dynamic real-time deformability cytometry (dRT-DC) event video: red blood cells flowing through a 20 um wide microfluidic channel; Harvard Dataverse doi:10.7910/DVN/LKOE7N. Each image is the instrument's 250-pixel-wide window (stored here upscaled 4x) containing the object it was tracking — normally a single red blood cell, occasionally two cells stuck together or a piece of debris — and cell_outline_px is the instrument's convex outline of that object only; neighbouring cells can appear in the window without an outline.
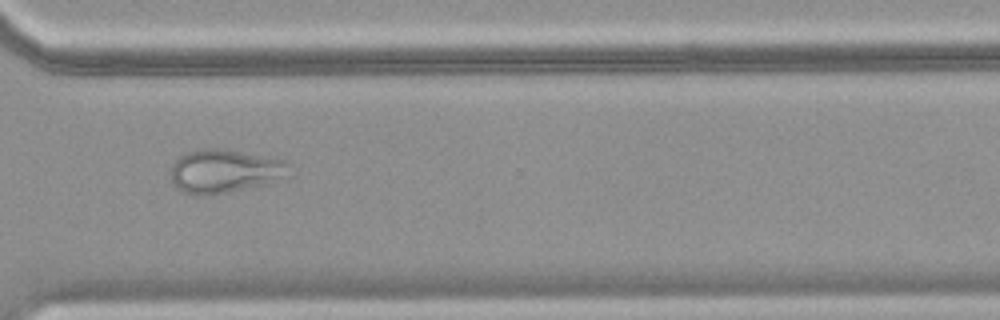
{"species": "common noctule bat (a hibernating species)", "species_latin": "Nyctalus noctula", "temperature_condition": "warm", "stored_images_in_passage": 37, "camera_frame_rate_fps": 3000, "um_per_image_px": 0.085, "animal": {"sex": "female", "body_mass_g": 18.4}, "frame": {"image": 1, "passage_image": 25, "time_ms": 8.0, "image_size_px": [1000, 320], "cell_outline_px": [[292, 176], [264, 184], [228, 192], [204, 196], [196, 196], [184, 192], [176, 188], [172, 180], [172, 164], [180, 156], [188, 152], [200, 148], [224, 148], [284, 160], [292, 164]], "centroid_in_image_um": [19.15, 14.54], "position_along_channel_um": 351.4, "area_um2": 30.46}}
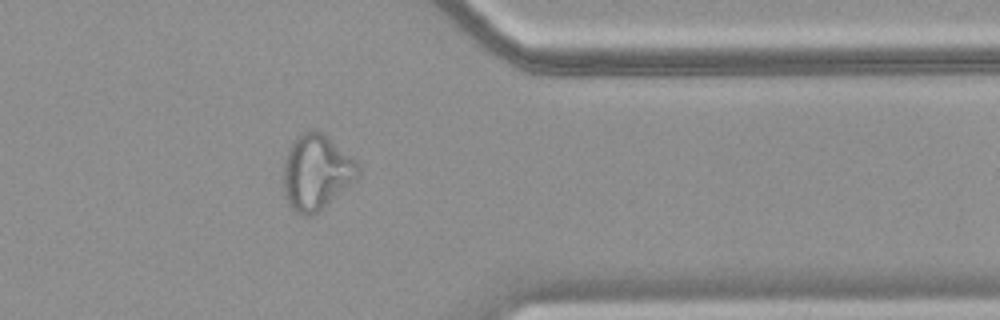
{"frame": {"image": 2, "passage_image": 28, "time_ms": 9.0, "image_size_px": [1000, 320], "cell_outline_px": [[360, 176], [352, 184], [324, 208], [312, 216], [304, 216], [296, 212], [288, 204], [284, 196], [284, 160], [288, 148], [292, 140], [300, 132], [320, 132], [356, 160], [360, 168]], "centroid_in_image_um": [26.89, 14.68], "position_along_channel_um": 384.5, "area_um2": 32.83}}
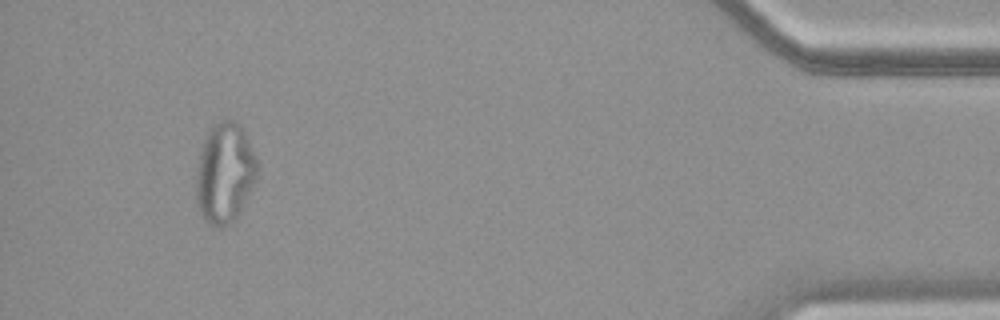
{"frame": {"image": 3, "passage_image": 34, "time_ms": 11.0, "image_size_px": [1000, 320], "cell_outline_px": [[260, 168], [256, 180], [236, 216], [232, 220], [224, 224], [212, 224], [204, 220], [196, 204], [196, 176], [200, 152], [204, 140], [212, 124], [220, 120], [236, 120], [240, 124], [256, 156]], "centroid_in_image_um": [19.11, 14.64], "position_along_channel_um": 416.1, "area_um2": 35.37}}